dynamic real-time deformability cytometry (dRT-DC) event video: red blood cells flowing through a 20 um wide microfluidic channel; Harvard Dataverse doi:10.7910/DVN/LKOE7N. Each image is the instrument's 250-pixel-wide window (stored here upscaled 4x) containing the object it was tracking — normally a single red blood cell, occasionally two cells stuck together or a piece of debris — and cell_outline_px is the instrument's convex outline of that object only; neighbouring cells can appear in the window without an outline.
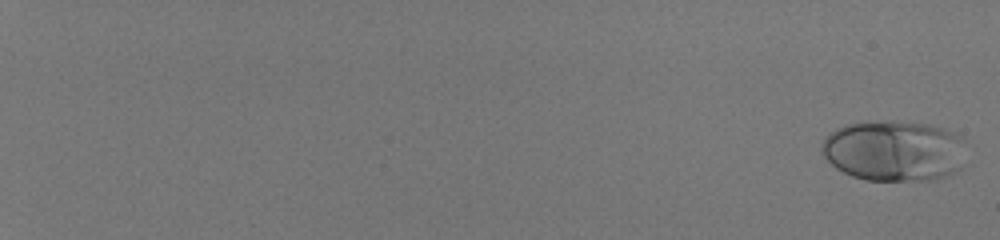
{"species": "human", "species_latin": "Homo sapiens", "temperature_condition": "room temperature", "stored_images_in_passage": 56, "camera_frame_rate_fps": 3000, "um_per_image_px": 0.085, "donor": {"sex": "male"}, "frame": {"image": 1, "passage_image": 1, "time_ms": 0.0, "image_size_px": [1000, 240], "cell_outline_px": [[964, 140], [960, 168], [952, 172], [932, 180], [864, 180], [852, 176], [836, 168], [824, 156], [824, 140], [836, 128], [848, 124], [884, 120], [892, 120], [928, 124], [944, 128], [956, 132], [964, 136]], "centroid_in_image_um": [76.02, 12.8], "position_along_channel_um": 9.0, "area_um2": 50.98}}
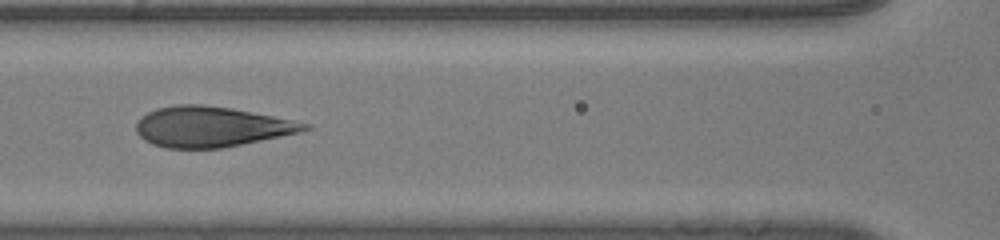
{"frame": {"image": 2, "passage_image": 32, "time_ms": 10.333, "image_size_px": [1000, 240], "cell_outline_px": [[312, 128], [300, 132], [224, 148], [164, 148], [152, 144], [144, 140], [136, 132], [136, 120], [140, 116], [156, 108], [176, 104], [204, 104], [232, 108], [312, 124]], "centroid_in_image_um": [17.92, 10.77], "position_along_channel_um": 148.7, "area_um2": 39.82}}
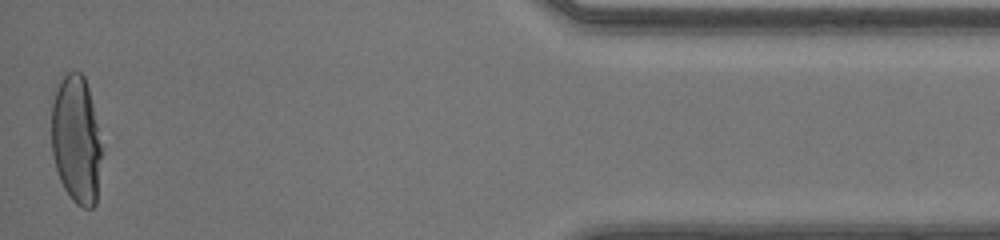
{"frame": {"image": 3, "passage_image": 56, "time_ms": 18.333, "image_size_px": [1000, 240], "cell_outline_px": [[104, 152], [96, 204], [92, 208], [84, 208], [76, 204], [72, 200], [64, 188], [60, 180], [52, 156], [52, 88], [68, 72], [80, 72], [84, 76], [88, 88]], "centroid_in_image_um": [6.49, 11.9], "position_along_channel_um": 428.7, "area_um2": 38.38}, "authors_computed_cell_mechanics": {"area_um2": 41.0091, "velocity_mm_per_s": 4.1293, "shape_relaxation_time_tau1_ms": 4.492, "shape_relaxation_time_tau2_ms": null, "deformation_change_tau1": 0.2178, "deformation_change_tau2": null}}